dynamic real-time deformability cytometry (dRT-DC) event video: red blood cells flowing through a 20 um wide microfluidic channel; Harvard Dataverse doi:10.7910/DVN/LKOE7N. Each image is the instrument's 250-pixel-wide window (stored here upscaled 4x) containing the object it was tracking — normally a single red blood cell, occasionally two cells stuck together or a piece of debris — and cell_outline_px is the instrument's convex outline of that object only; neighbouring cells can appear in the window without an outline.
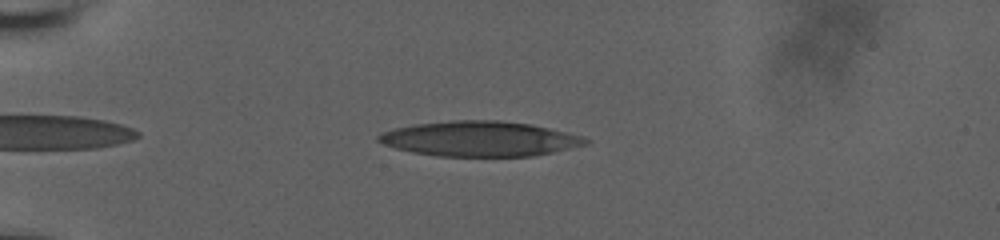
{"species": "human", "species_latin": "Homo sapiens", "temperature_condition": "room temperature", "stored_images_in_passage": 8, "camera_frame_rate_fps": 3000, "um_per_image_px": 0.085, "donor": {"sex": "male"}, "frame": {"image": 1, "passage_image": 5, "time_ms": 1.333, "image_size_px": [1000, 240], "cell_outline_px": [[588, 144], [552, 152], [532, 156], [436, 156], [412, 152], [396, 148], [384, 144], [376, 140], [376, 136], [380, 132], [396, 128], [416, 124], [448, 120], [500, 120], [532, 124], [584, 136], [588, 140]], "centroid_in_image_um": [40.77, 11.79], "position_along_channel_um": 44.2, "area_um2": 42.43}}